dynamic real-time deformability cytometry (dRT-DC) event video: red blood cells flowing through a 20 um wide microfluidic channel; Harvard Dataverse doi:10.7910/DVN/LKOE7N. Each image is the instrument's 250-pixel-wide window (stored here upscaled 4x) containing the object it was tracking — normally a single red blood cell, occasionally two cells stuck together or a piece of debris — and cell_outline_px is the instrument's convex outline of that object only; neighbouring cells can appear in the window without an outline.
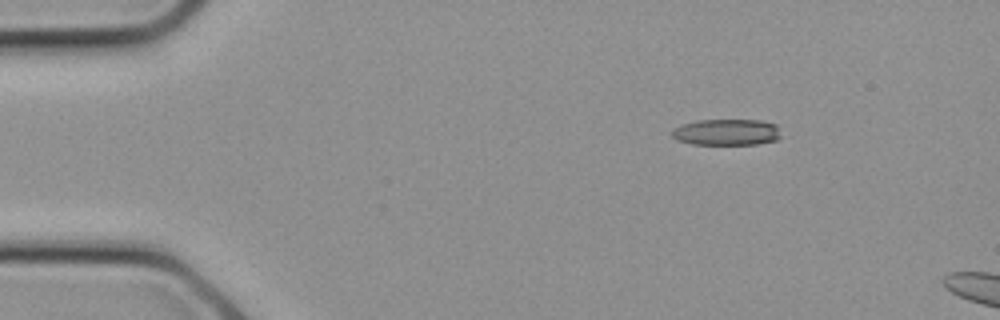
{"species": "common noctule bat (a hibernating species)", "species_latin": "Nyctalus noctula", "temperature_condition": "cold", "stored_images_in_passage": 3, "camera_frame_rate_fps": 3000, "um_per_image_px": 0.085, "animal": {"sex": "female", "body_mass_g": 21.9}, "frame": {"image": 1, "passage_image": 1, "time_ms": 0.0, "image_size_px": [1000, 320], "cell_outline_px": [[780, 136], [776, 140], [756, 144], [692, 144], [676, 140], [672, 136], [672, 128], [680, 124], [696, 120], [760, 120], [776, 124]], "centroid_in_image_um": [61.71, 11.23], "position_along_channel_um": 23.3, "area_um2": 16.76}}